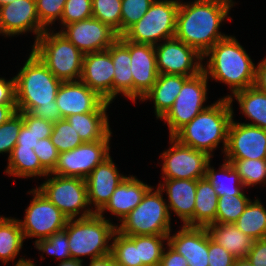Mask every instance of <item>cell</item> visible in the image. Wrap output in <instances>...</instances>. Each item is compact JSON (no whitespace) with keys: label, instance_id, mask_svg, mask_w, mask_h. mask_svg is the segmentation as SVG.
<instances>
[{"label":"cell","instance_id":"obj_26","mask_svg":"<svg viewBox=\"0 0 266 266\" xmlns=\"http://www.w3.org/2000/svg\"><path fill=\"white\" fill-rule=\"evenodd\" d=\"M107 51L111 54L114 64L113 99L123 94L133 101V77L129 49L117 39Z\"/></svg>","mask_w":266,"mask_h":266},{"label":"cell","instance_id":"obj_51","mask_svg":"<svg viewBox=\"0 0 266 266\" xmlns=\"http://www.w3.org/2000/svg\"><path fill=\"white\" fill-rule=\"evenodd\" d=\"M167 247L169 248H166V252L165 248L163 250L159 266H188L187 260L183 255L179 254L168 243Z\"/></svg>","mask_w":266,"mask_h":266},{"label":"cell","instance_id":"obj_57","mask_svg":"<svg viewBox=\"0 0 266 266\" xmlns=\"http://www.w3.org/2000/svg\"><path fill=\"white\" fill-rule=\"evenodd\" d=\"M233 266H254L247 258H236Z\"/></svg>","mask_w":266,"mask_h":266},{"label":"cell","instance_id":"obj_6","mask_svg":"<svg viewBox=\"0 0 266 266\" xmlns=\"http://www.w3.org/2000/svg\"><path fill=\"white\" fill-rule=\"evenodd\" d=\"M32 52L62 82L80 80L84 54L60 32L45 30L32 46Z\"/></svg>","mask_w":266,"mask_h":266},{"label":"cell","instance_id":"obj_46","mask_svg":"<svg viewBox=\"0 0 266 266\" xmlns=\"http://www.w3.org/2000/svg\"><path fill=\"white\" fill-rule=\"evenodd\" d=\"M33 151L40 160L41 165L51 173L58 161L59 152L51 141V138L40 139Z\"/></svg>","mask_w":266,"mask_h":266},{"label":"cell","instance_id":"obj_34","mask_svg":"<svg viewBox=\"0 0 266 266\" xmlns=\"http://www.w3.org/2000/svg\"><path fill=\"white\" fill-rule=\"evenodd\" d=\"M244 234L254 240L266 238V209L259 199L250 201L244 212L234 223Z\"/></svg>","mask_w":266,"mask_h":266},{"label":"cell","instance_id":"obj_10","mask_svg":"<svg viewBox=\"0 0 266 266\" xmlns=\"http://www.w3.org/2000/svg\"><path fill=\"white\" fill-rule=\"evenodd\" d=\"M207 83L208 78L204 71L184 82L172 107L161 118L168 125L170 137L208 107L203 105L207 99Z\"/></svg>","mask_w":266,"mask_h":266},{"label":"cell","instance_id":"obj_22","mask_svg":"<svg viewBox=\"0 0 266 266\" xmlns=\"http://www.w3.org/2000/svg\"><path fill=\"white\" fill-rule=\"evenodd\" d=\"M119 173L111 156L98 164L86 178L88 203L95 206L98 213L110 200L116 187L126 178Z\"/></svg>","mask_w":266,"mask_h":266},{"label":"cell","instance_id":"obj_30","mask_svg":"<svg viewBox=\"0 0 266 266\" xmlns=\"http://www.w3.org/2000/svg\"><path fill=\"white\" fill-rule=\"evenodd\" d=\"M5 173L10 176L28 178L35 176L47 177L49 172L41 165L32 148L14 147L8 157Z\"/></svg>","mask_w":266,"mask_h":266},{"label":"cell","instance_id":"obj_44","mask_svg":"<svg viewBox=\"0 0 266 266\" xmlns=\"http://www.w3.org/2000/svg\"><path fill=\"white\" fill-rule=\"evenodd\" d=\"M92 17V0H66L61 25L82 21Z\"/></svg>","mask_w":266,"mask_h":266},{"label":"cell","instance_id":"obj_13","mask_svg":"<svg viewBox=\"0 0 266 266\" xmlns=\"http://www.w3.org/2000/svg\"><path fill=\"white\" fill-rule=\"evenodd\" d=\"M168 150L160 155L163 160V179H191L205 178L206 167L211 157L204 151L182 145L175 138L170 137Z\"/></svg>","mask_w":266,"mask_h":266},{"label":"cell","instance_id":"obj_8","mask_svg":"<svg viewBox=\"0 0 266 266\" xmlns=\"http://www.w3.org/2000/svg\"><path fill=\"white\" fill-rule=\"evenodd\" d=\"M180 0H155L145 15L122 36L131 42L156 46L175 37Z\"/></svg>","mask_w":266,"mask_h":266},{"label":"cell","instance_id":"obj_37","mask_svg":"<svg viewBox=\"0 0 266 266\" xmlns=\"http://www.w3.org/2000/svg\"><path fill=\"white\" fill-rule=\"evenodd\" d=\"M112 239L111 255L121 266H142L138 247L135 245V235L126 236L116 230Z\"/></svg>","mask_w":266,"mask_h":266},{"label":"cell","instance_id":"obj_40","mask_svg":"<svg viewBox=\"0 0 266 266\" xmlns=\"http://www.w3.org/2000/svg\"><path fill=\"white\" fill-rule=\"evenodd\" d=\"M50 138L59 153L70 151L84 143L65 118L54 123Z\"/></svg>","mask_w":266,"mask_h":266},{"label":"cell","instance_id":"obj_4","mask_svg":"<svg viewBox=\"0 0 266 266\" xmlns=\"http://www.w3.org/2000/svg\"><path fill=\"white\" fill-rule=\"evenodd\" d=\"M205 57H209L203 66L207 78L228 85L232 94L254 85L256 66L235 36L218 41Z\"/></svg>","mask_w":266,"mask_h":266},{"label":"cell","instance_id":"obj_25","mask_svg":"<svg viewBox=\"0 0 266 266\" xmlns=\"http://www.w3.org/2000/svg\"><path fill=\"white\" fill-rule=\"evenodd\" d=\"M187 76L173 74H159L156 83L141 101L152 100L154 102L155 115L161 119L172 107Z\"/></svg>","mask_w":266,"mask_h":266},{"label":"cell","instance_id":"obj_39","mask_svg":"<svg viewBox=\"0 0 266 266\" xmlns=\"http://www.w3.org/2000/svg\"><path fill=\"white\" fill-rule=\"evenodd\" d=\"M122 0H92V17L109 25L121 36Z\"/></svg>","mask_w":266,"mask_h":266},{"label":"cell","instance_id":"obj_33","mask_svg":"<svg viewBox=\"0 0 266 266\" xmlns=\"http://www.w3.org/2000/svg\"><path fill=\"white\" fill-rule=\"evenodd\" d=\"M205 178L213 186L218 197L223 195H240L242 189L245 188L240 180L238 172L234 169L233 165L226 160L217 172L213 167L211 168L209 162L206 167Z\"/></svg>","mask_w":266,"mask_h":266},{"label":"cell","instance_id":"obj_53","mask_svg":"<svg viewBox=\"0 0 266 266\" xmlns=\"http://www.w3.org/2000/svg\"><path fill=\"white\" fill-rule=\"evenodd\" d=\"M253 86L266 93V61L264 59L256 66Z\"/></svg>","mask_w":266,"mask_h":266},{"label":"cell","instance_id":"obj_27","mask_svg":"<svg viewBox=\"0 0 266 266\" xmlns=\"http://www.w3.org/2000/svg\"><path fill=\"white\" fill-rule=\"evenodd\" d=\"M210 238L236 258H246L254 239L240 231L234 223L211 224L206 227Z\"/></svg>","mask_w":266,"mask_h":266},{"label":"cell","instance_id":"obj_59","mask_svg":"<svg viewBox=\"0 0 266 266\" xmlns=\"http://www.w3.org/2000/svg\"><path fill=\"white\" fill-rule=\"evenodd\" d=\"M14 0H0V5L9 4L13 2Z\"/></svg>","mask_w":266,"mask_h":266},{"label":"cell","instance_id":"obj_24","mask_svg":"<svg viewBox=\"0 0 266 266\" xmlns=\"http://www.w3.org/2000/svg\"><path fill=\"white\" fill-rule=\"evenodd\" d=\"M151 186L140 181L136 176L126 177L115 189L106 205L98 212L103 217V212L109 210L116 215L119 221L127 216L142 201L143 196Z\"/></svg>","mask_w":266,"mask_h":266},{"label":"cell","instance_id":"obj_58","mask_svg":"<svg viewBox=\"0 0 266 266\" xmlns=\"http://www.w3.org/2000/svg\"><path fill=\"white\" fill-rule=\"evenodd\" d=\"M14 266H36L32 260L20 258Z\"/></svg>","mask_w":266,"mask_h":266},{"label":"cell","instance_id":"obj_29","mask_svg":"<svg viewBox=\"0 0 266 266\" xmlns=\"http://www.w3.org/2000/svg\"><path fill=\"white\" fill-rule=\"evenodd\" d=\"M218 198L216 191L206 178L197 180L194 227H207L215 224Z\"/></svg>","mask_w":266,"mask_h":266},{"label":"cell","instance_id":"obj_45","mask_svg":"<svg viewBox=\"0 0 266 266\" xmlns=\"http://www.w3.org/2000/svg\"><path fill=\"white\" fill-rule=\"evenodd\" d=\"M40 24L47 30L56 19L61 21L66 0H35ZM54 22V23H53Z\"/></svg>","mask_w":266,"mask_h":266},{"label":"cell","instance_id":"obj_31","mask_svg":"<svg viewBox=\"0 0 266 266\" xmlns=\"http://www.w3.org/2000/svg\"><path fill=\"white\" fill-rule=\"evenodd\" d=\"M240 109L253 123H246L266 129V93L254 86L239 90L232 95Z\"/></svg>","mask_w":266,"mask_h":266},{"label":"cell","instance_id":"obj_54","mask_svg":"<svg viewBox=\"0 0 266 266\" xmlns=\"http://www.w3.org/2000/svg\"><path fill=\"white\" fill-rule=\"evenodd\" d=\"M88 266H121L111 254L95 258L90 261Z\"/></svg>","mask_w":266,"mask_h":266},{"label":"cell","instance_id":"obj_7","mask_svg":"<svg viewBox=\"0 0 266 266\" xmlns=\"http://www.w3.org/2000/svg\"><path fill=\"white\" fill-rule=\"evenodd\" d=\"M151 186L141 203L125 216L116 229L126 236L169 235L171 233V213L162 191Z\"/></svg>","mask_w":266,"mask_h":266},{"label":"cell","instance_id":"obj_19","mask_svg":"<svg viewBox=\"0 0 266 266\" xmlns=\"http://www.w3.org/2000/svg\"><path fill=\"white\" fill-rule=\"evenodd\" d=\"M46 29L40 24L35 0H14L0 5V34L15 36L33 32L37 38Z\"/></svg>","mask_w":266,"mask_h":266},{"label":"cell","instance_id":"obj_17","mask_svg":"<svg viewBox=\"0 0 266 266\" xmlns=\"http://www.w3.org/2000/svg\"><path fill=\"white\" fill-rule=\"evenodd\" d=\"M55 102L62 118L86 112L107 111L111 103L80 80L62 82Z\"/></svg>","mask_w":266,"mask_h":266},{"label":"cell","instance_id":"obj_28","mask_svg":"<svg viewBox=\"0 0 266 266\" xmlns=\"http://www.w3.org/2000/svg\"><path fill=\"white\" fill-rule=\"evenodd\" d=\"M106 111H93L69 115L65 119L79 134L83 142L103 140L110 132Z\"/></svg>","mask_w":266,"mask_h":266},{"label":"cell","instance_id":"obj_3","mask_svg":"<svg viewBox=\"0 0 266 266\" xmlns=\"http://www.w3.org/2000/svg\"><path fill=\"white\" fill-rule=\"evenodd\" d=\"M233 97L224 96L200 112L174 136L182 145L206 152L213 158L212 152L219 143H223L225 153L228 130L233 119Z\"/></svg>","mask_w":266,"mask_h":266},{"label":"cell","instance_id":"obj_5","mask_svg":"<svg viewBox=\"0 0 266 266\" xmlns=\"http://www.w3.org/2000/svg\"><path fill=\"white\" fill-rule=\"evenodd\" d=\"M104 216L94 213L91 216L67 221V232L71 259L83 260L81 256H89L90 259L111 254L112 239L117 225L112 224Z\"/></svg>","mask_w":266,"mask_h":266},{"label":"cell","instance_id":"obj_2","mask_svg":"<svg viewBox=\"0 0 266 266\" xmlns=\"http://www.w3.org/2000/svg\"><path fill=\"white\" fill-rule=\"evenodd\" d=\"M15 78L16 111L56 123L62 119L55 102L62 83L32 51Z\"/></svg>","mask_w":266,"mask_h":266},{"label":"cell","instance_id":"obj_50","mask_svg":"<svg viewBox=\"0 0 266 266\" xmlns=\"http://www.w3.org/2000/svg\"><path fill=\"white\" fill-rule=\"evenodd\" d=\"M0 104H16L14 77L8 81L0 77Z\"/></svg>","mask_w":266,"mask_h":266},{"label":"cell","instance_id":"obj_55","mask_svg":"<svg viewBox=\"0 0 266 266\" xmlns=\"http://www.w3.org/2000/svg\"><path fill=\"white\" fill-rule=\"evenodd\" d=\"M16 112V104H0V125Z\"/></svg>","mask_w":266,"mask_h":266},{"label":"cell","instance_id":"obj_9","mask_svg":"<svg viewBox=\"0 0 266 266\" xmlns=\"http://www.w3.org/2000/svg\"><path fill=\"white\" fill-rule=\"evenodd\" d=\"M51 176L37 189L52 202L68 219L84 218L93 215L88 205L86 179L80 177ZM86 207H88L86 209ZM85 208V209H84ZM84 211L82 212L81 210ZM79 217H77L80 214Z\"/></svg>","mask_w":266,"mask_h":266},{"label":"cell","instance_id":"obj_16","mask_svg":"<svg viewBox=\"0 0 266 266\" xmlns=\"http://www.w3.org/2000/svg\"><path fill=\"white\" fill-rule=\"evenodd\" d=\"M224 155L225 159H266V129L232 119Z\"/></svg>","mask_w":266,"mask_h":266},{"label":"cell","instance_id":"obj_42","mask_svg":"<svg viewBox=\"0 0 266 266\" xmlns=\"http://www.w3.org/2000/svg\"><path fill=\"white\" fill-rule=\"evenodd\" d=\"M154 1L155 0H122L121 35L145 15Z\"/></svg>","mask_w":266,"mask_h":266},{"label":"cell","instance_id":"obj_38","mask_svg":"<svg viewBox=\"0 0 266 266\" xmlns=\"http://www.w3.org/2000/svg\"><path fill=\"white\" fill-rule=\"evenodd\" d=\"M250 201L243 192L240 195L219 196L215 223H235Z\"/></svg>","mask_w":266,"mask_h":266},{"label":"cell","instance_id":"obj_49","mask_svg":"<svg viewBox=\"0 0 266 266\" xmlns=\"http://www.w3.org/2000/svg\"><path fill=\"white\" fill-rule=\"evenodd\" d=\"M246 258L254 266H266V238L254 240Z\"/></svg>","mask_w":266,"mask_h":266},{"label":"cell","instance_id":"obj_23","mask_svg":"<svg viewBox=\"0 0 266 266\" xmlns=\"http://www.w3.org/2000/svg\"><path fill=\"white\" fill-rule=\"evenodd\" d=\"M158 188L168 196V210L174 211L183 226L194 227V207L197 180L191 179H164Z\"/></svg>","mask_w":266,"mask_h":266},{"label":"cell","instance_id":"obj_18","mask_svg":"<svg viewBox=\"0 0 266 266\" xmlns=\"http://www.w3.org/2000/svg\"><path fill=\"white\" fill-rule=\"evenodd\" d=\"M118 39L129 49L133 77V102L151 90L159 75L156 67L155 47L149 44L134 43L122 35Z\"/></svg>","mask_w":266,"mask_h":266},{"label":"cell","instance_id":"obj_14","mask_svg":"<svg viewBox=\"0 0 266 266\" xmlns=\"http://www.w3.org/2000/svg\"><path fill=\"white\" fill-rule=\"evenodd\" d=\"M154 47L159 74L192 77L203 71V56L176 37L166 39Z\"/></svg>","mask_w":266,"mask_h":266},{"label":"cell","instance_id":"obj_52","mask_svg":"<svg viewBox=\"0 0 266 266\" xmlns=\"http://www.w3.org/2000/svg\"><path fill=\"white\" fill-rule=\"evenodd\" d=\"M38 141V137L23 124L18 133L17 144L14 147L34 149Z\"/></svg>","mask_w":266,"mask_h":266},{"label":"cell","instance_id":"obj_48","mask_svg":"<svg viewBox=\"0 0 266 266\" xmlns=\"http://www.w3.org/2000/svg\"><path fill=\"white\" fill-rule=\"evenodd\" d=\"M208 259L209 266H233L236 257L223 246L215 243L209 236Z\"/></svg>","mask_w":266,"mask_h":266},{"label":"cell","instance_id":"obj_47","mask_svg":"<svg viewBox=\"0 0 266 266\" xmlns=\"http://www.w3.org/2000/svg\"><path fill=\"white\" fill-rule=\"evenodd\" d=\"M19 113L23 116V124L38 137V140L51 136L54 123L37 118L29 112Z\"/></svg>","mask_w":266,"mask_h":266},{"label":"cell","instance_id":"obj_36","mask_svg":"<svg viewBox=\"0 0 266 266\" xmlns=\"http://www.w3.org/2000/svg\"><path fill=\"white\" fill-rule=\"evenodd\" d=\"M238 172L244 187L266 182V159H224Z\"/></svg>","mask_w":266,"mask_h":266},{"label":"cell","instance_id":"obj_11","mask_svg":"<svg viewBox=\"0 0 266 266\" xmlns=\"http://www.w3.org/2000/svg\"><path fill=\"white\" fill-rule=\"evenodd\" d=\"M29 194H33V199L25 209L24 220H18L24 238L37 237L36 242L64 230L69 219L37 188Z\"/></svg>","mask_w":266,"mask_h":266},{"label":"cell","instance_id":"obj_12","mask_svg":"<svg viewBox=\"0 0 266 266\" xmlns=\"http://www.w3.org/2000/svg\"><path fill=\"white\" fill-rule=\"evenodd\" d=\"M111 134L103 140L84 142L70 151L59 153L57 164L50 174L86 179L98 164L110 156Z\"/></svg>","mask_w":266,"mask_h":266},{"label":"cell","instance_id":"obj_41","mask_svg":"<svg viewBox=\"0 0 266 266\" xmlns=\"http://www.w3.org/2000/svg\"><path fill=\"white\" fill-rule=\"evenodd\" d=\"M34 243L36 249L48 255L56 256V258L58 257L61 261L71 259L67 232L65 230L56 232L50 237L40 239Z\"/></svg>","mask_w":266,"mask_h":266},{"label":"cell","instance_id":"obj_1","mask_svg":"<svg viewBox=\"0 0 266 266\" xmlns=\"http://www.w3.org/2000/svg\"><path fill=\"white\" fill-rule=\"evenodd\" d=\"M234 2L232 0H194L180 2L175 37L196 49L202 56L228 35L219 31Z\"/></svg>","mask_w":266,"mask_h":266},{"label":"cell","instance_id":"obj_35","mask_svg":"<svg viewBox=\"0 0 266 266\" xmlns=\"http://www.w3.org/2000/svg\"><path fill=\"white\" fill-rule=\"evenodd\" d=\"M165 240L168 241V235H135V245L138 247L142 266L160 265Z\"/></svg>","mask_w":266,"mask_h":266},{"label":"cell","instance_id":"obj_56","mask_svg":"<svg viewBox=\"0 0 266 266\" xmlns=\"http://www.w3.org/2000/svg\"><path fill=\"white\" fill-rule=\"evenodd\" d=\"M83 260H75V259H70L66 261H61L58 266H83Z\"/></svg>","mask_w":266,"mask_h":266},{"label":"cell","instance_id":"obj_20","mask_svg":"<svg viewBox=\"0 0 266 266\" xmlns=\"http://www.w3.org/2000/svg\"><path fill=\"white\" fill-rule=\"evenodd\" d=\"M114 69L107 50L84 54L80 81L112 103Z\"/></svg>","mask_w":266,"mask_h":266},{"label":"cell","instance_id":"obj_32","mask_svg":"<svg viewBox=\"0 0 266 266\" xmlns=\"http://www.w3.org/2000/svg\"><path fill=\"white\" fill-rule=\"evenodd\" d=\"M24 239L18 219L0 216V261L4 265L15 260Z\"/></svg>","mask_w":266,"mask_h":266},{"label":"cell","instance_id":"obj_21","mask_svg":"<svg viewBox=\"0 0 266 266\" xmlns=\"http://www.w3.org/2000/svg\"><path fill=\"white\" fill-rule=\"evenodd\" d=\"M168 235V243L187 260L188 266H209V233L206 227L183 226Z\"/></svg>","mask_w":266,"mask_h":266},{"label":"cell","instance_id":"obj_43","mask_svg":"<svg viewBox=\"0 0 266 266\" xmlns=\"http://www.w3.org/2000/svg\"><path fill=\"white\" fill-rule=\"evenodd\" d=\"M23 125V116L16 112L6 122L0 125V154L9 153L17 144L18 133Z\"/></svg>","mask_w":266,"mask_h":266},{"label":"cell","instance_id":"obj_15","mask_svg":"<svg viewBox=\"0 0 266 266\" xmlns=\"http://www.w3.org/2000/svg\"><path fill=\"white\" fill-rule=\"evenodd\" d=\"M59 32L83 54L107 50L119 37L114 29L94 17L64 25Z\"/></svg>","mask_w":266,"mask_h":266}]
</instances>
